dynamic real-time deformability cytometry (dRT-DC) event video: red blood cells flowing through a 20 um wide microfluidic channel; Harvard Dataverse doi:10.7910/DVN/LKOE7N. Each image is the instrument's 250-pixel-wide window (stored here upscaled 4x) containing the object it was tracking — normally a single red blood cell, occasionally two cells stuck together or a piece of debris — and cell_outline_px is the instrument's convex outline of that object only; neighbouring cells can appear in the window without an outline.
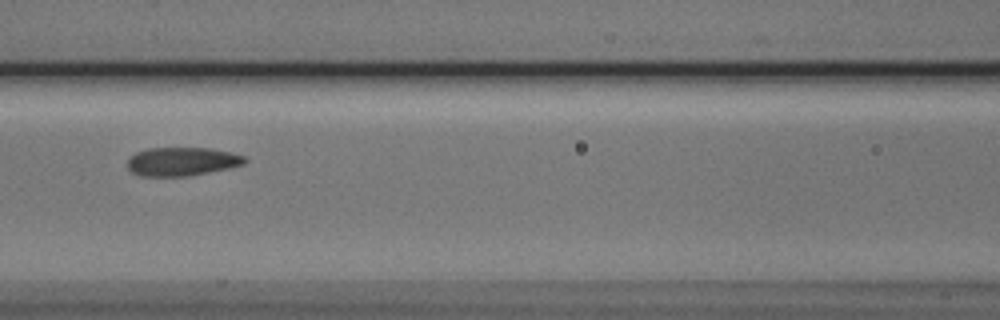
{"species": "Egyptian fruit bat (a non-hibernating species)", "species_latin": "Rousettus aegyptiacus", "temperature_condition": "cold", "stored_images_in_passage": 6, "camera_frame_rate_fps": 3000, "um_per_image_px": 0.085, "animal": {"sex": "male"}, "frame": {"image": 1, "passage_image": 4, "time_ms": 3.667, "image_size_px": [1000, 320], "cell_outline_px": [[248, 160], [244, 164], [228, 168], [188, 176], [140, 176], [132, 172], [128, 168], [128, 156], [136, 152], [148, 148], [208, 148], [232, 152], [244, 156]], "centroid_in_image_um": [15.45, 13.72], "position_along_channel_um": 151.1, "area_um2": 19.59}}
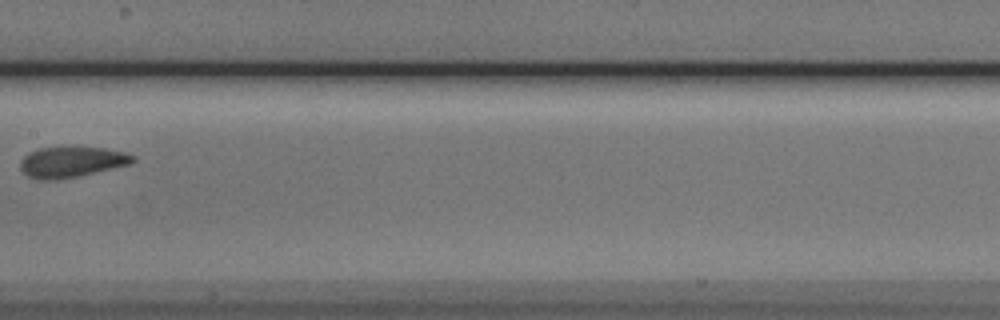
{"frame": {"image": 2, "passage_image": 5, "time_ms": 5.0, "image_size_px": [1000, 320], "cell_outline_px": [[136, 160], [132, 164], [76, 176], [56, 180], [40, 180], [28, 176], [20, 168], [20, 160], [28, 152], [40, 148], [68, 144], [104, 148], [124, 152], [136, 156]], "centroid_in_image_um": [6.08, 13.72], "position_along_channel_um": 201.3, "area_um2": 20.81}}
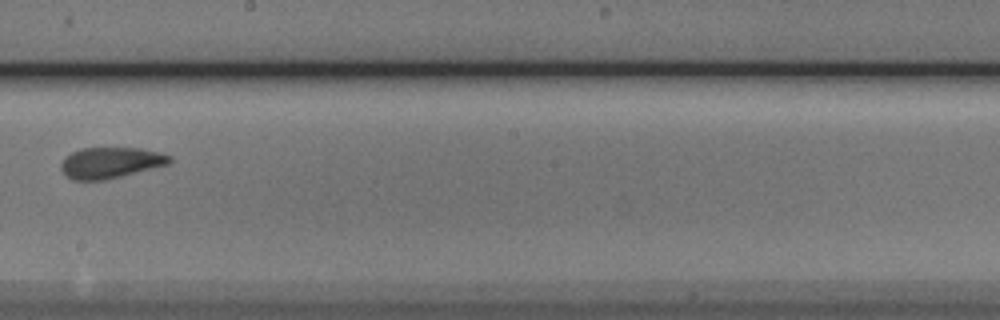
{"frame": {"image": 3, "passage_image": 6, "time_ms": 6.0, "image_size_px": [1000, 320], "cell_outline_px": [[172, 160], [168, 164], [104, 180], [72, 180], [60, 168], [60, 164], [64, 156], [80, 148], [140, 148], [160, 152], [172, 156]], "centroid_in_image_um": [9.38, 13.81], "position_along_channel_um": 238.8, "area_um2": 19.54}}